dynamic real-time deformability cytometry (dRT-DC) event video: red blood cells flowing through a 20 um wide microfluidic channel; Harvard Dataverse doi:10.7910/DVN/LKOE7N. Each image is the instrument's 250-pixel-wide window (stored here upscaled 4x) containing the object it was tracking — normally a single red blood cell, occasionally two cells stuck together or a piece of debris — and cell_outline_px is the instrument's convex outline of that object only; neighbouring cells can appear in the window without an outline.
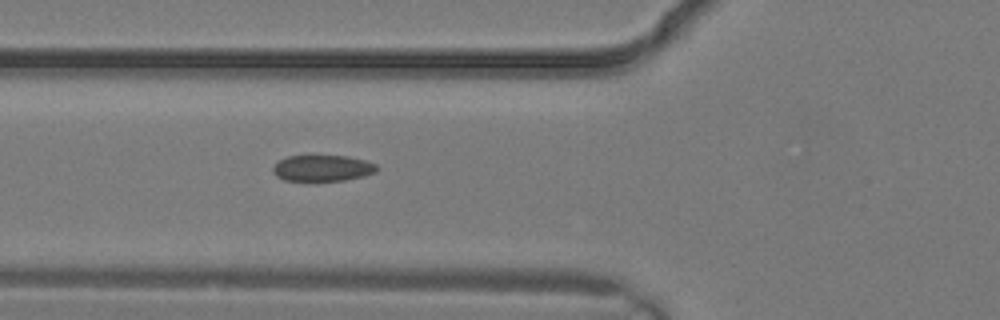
{"species": "common noctule bat (a hibernating species)", "species_latin": "Nyctalus noctula", "temperature_condition": "warm", "stored_images_in_passage": 4, "segment_of_instrument_passage": [1, 2], "camera_frame_rate_fps": 3000, "um_per_image_px": 0.085, "animal": {"sex": "male", "body_mass_g": 19.2, "forearm_length_mm": 51.8}, "frame": {"image": 1, "passage_image": 3, "time_ms": 0.667, "image_size_px": [1000, 320], "cell_outline_px": [[380, 168], [376, 172], [364, 176], [344, 180], [284, 180], [276, 176], [272, 172], [272, 168], [280, 160], [288, 156], [348, 156], [364, 160], [376, 164]], "centroid_in_image_um": [27.44, 14.29], "position_along_channel_um": 98.4, "area_um2": 15.72}}